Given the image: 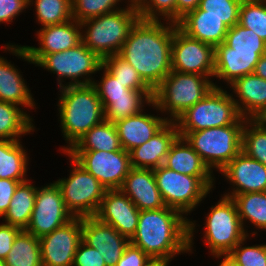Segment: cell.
<instances>
[{
    "mask_svg": "<svg viewBox=\"0 0 266 266\" xmlns=\"http://www.w3.org/2000/svg\"><path fill=\"white\" fill-rule=\"evenodd\" d=\"M230 85L239 97L240 102L235 98L234 101L241 117L254 119L266 106V80L255 73L242 76Z\"/></svg>",
    "mask_w": 266,
    "mask_h": 266,
    "instance_id": "obj_25",
    "label": "cell"
},
{
    "mask_svg": "<svg viewBox=\"0 0 266 266\" xmlns=\"http://www.w3.org/2000/svg\"><path fill=\"white\" fill-rule=\"evenodd\" d=\"M4 261L6 266H42L39 238L21 230Z\"/></svg>",
    "mask_w": 266,
    "mask_h": 266,
    "instance_id": "obj_31",
    "label": "cell"
},
{
    "mask_svg": "<svg viewBox=\"0 0 266 266\" xmlns=\"http://www.w3.org/2000/svg\"><path fill=\"white\" fill-rule=\"evenodd\" d=\"M138 9L140 19L157 21L161 15L169 22L176 23V0H143Z\"/></svg>",
    "mask_w": 266,
    "mask_h": 266,
    "instance_id": "obj_43",
    "label": "cell"
},
{
    "mask_svg": "<svg viewBox=\"0 0 266 266\" xmlns=\"http://www.w3.org/2000/svg\"><path fill=\"white\" fill-rule=\"evenodd\" d=\"M242 152L266 166V126L258 124L254 119L245 120Z\"/></svg>",
    "mask_w": 266,
    "mask_h": 266,
    "instance_id": "obj_37",
    "label": "cell"
},
{
    "mask_svg": "<svg viewBox=\"0 0 266 266\" xmlns=\"http://www.w3.org/2000/svg\"><path fill=\"white\" fill-rule=\"evenodd\" d=\"M73 218L65 207L60 188L54 182L37 188L35 206L25 231L40 238L62 227Z\"/></svg>",
    "mask_w": 266,
    "mask_h": 266,
    "instance_id": "obj_15",
    "label": "cell"
},
{
    "mask_svg": "<svg viewBox=\"0 0 266 266\" xmlns=\"http://www.w3.org/2000/svg\"><path fill=\"white\" fill-rule=\"evenodd\" d=\"M79 165L92 174L107 190L120 189L131 167L129 152L68 150Z\"/></svg>",
    "mask_w": 266,
    "mask_h": 266,
    "instance_id": "obj_12",
    "label": "cell"
},
{
    "mask_svg": "<svg viewBox=\"0 0 266 266\" xmlns=\"http://www.w3.org/2000/svg\"><path fill=\"white\" fill-rule=\"evenodd\" d=\"M0 266H6L5 261L0 259Z\"/></svg>",
    "mask_w": 266,
    "mask_h": 266,
    "instance_id": "obj_56",
    "label": "cell"
},
{
    "mask_svg": "<svg viewBox=\"0 0 266 266\" xmlns=\"http://www.w3.org/2000/svg\"><path fill=\"white\" fill-rule=\"evenodd\" d=\"M34 5L38 22L43 27L73 19L71 0H35Z\"/></svg>",
    "mask_w": 266,
    "mask_h": 266,
    "instance_id": "obj_39",
    "label": "cell"
},
{
    "mask_svg": "<svg viewBox=\"0 0 266 266\" xmlns=\"http://www.w3.org/2000/svg\"><path fill=\"white\" fill-rule=\"evenodd\" d=\"M208 77L172 70L154 89L152 106L169 112L168 121H175L191 106L202 100L216 85Z\"/></svg>",
    "mask_w": 266,
    "mask_h": 266,
    "instance_id": "obj_5",
    "label": "cell"
},
{
    "mask_svg": "<svg viewBox=\"0 0 266 266\" xmlns=\"http://www.w3.org/2000/svg\"><path fill=\"white\" fill-rule=\"evenodd\" d=\"M168 263L161 261V260H156L152 259L147 265L145 266H167Z\"/></svg>",
    "mask_w": 266,
    "mask_h": 266,
    "instance_id": "obj_54",
    "label": "cell"
},
{
    "mask_svg": "<svg viewBox=\"0 0 266 266\" xmlns=\"http://www.w3.org/2000/svg\"><path fill=\"white\" fill-rule=\"evenodd\" d=\"M177 26L172 22L164 26L159 20L139 18L119 53L153 90L172 71L171 45Z\"/></svg>",
    "mask_w": 266,
    "mask_h": 266,
    "instance_id": "obj_1",
    "label": "cell"
},
{
    "mask_svg": "<svg viewBox=\"0 0 266 266\" xmlns=\"http://www.w3.org/2000/svg\"><path fill=\"white\" fill-rule=\"evenodd\" d=\"M120 190L140 211L166 207L157 187L153 169L131 168Z\"/></svg>",
    "mask_w": 266,
    "mask_h": 266,
    "instance_id": "obj_20",
    "label": "cell"
},
{
    "mask_svg": "<svg viewBox=\"0 0 266 266\" xmlns=\"http://www.w3.org/2000/svg\"><path fill=\"white\" fill-rule=\"evenodd\" d=\"M245 118L235 124L212 127L194 132H178L199 154L205 165L221 171L242 151V134Z\"/></svg>",
    "mask_w": 266,
    "mask_h": 266,
    "instance_id": "obj_6",
    "label": "cell"
},
{
    "mask_svg": "<svg viewBox=\"0 0 266 266\" xmlns=\"http://www.w3.org/2000/svg\"><path fill=\"white\" fill-rule=\"evenodd\" d=\"M139 18L138 6L130 4L126 9L87 19L80 23L81 27L88 26L82 42L101 60L119 54Z\"/></svg>",
    "mask_w": 266,
    "mask_h": 266,
    "instance_id": "obj_4",
    "label": "cell"
},
{
    "mask_svg": "<svg viewBox=\"0 0 266 266\" xmlns=\"http://www.w3.org/2000/svg\"><path fill=\"white\" fill-rule=\"evenodd\" d=\"M22 147L19 140H0V179L27 181L28 157Z\"/></svg>",
    "mask_w": 266,
    "mask_h": 266,
    "instance_id": "obj_29",
    "label": "cell"
},
{
    "mask_svg": "<svg viewBox=\"0 0 266 266\" xmlns=\"http://www.w3.org/2000/svg\"><path fill=\"white\" fill-rule=\"evenodd\" d=\"M121 0H71L73 19L79 23L120 10L115 9Z\"/></svg>",
    "mask_w": 266,
    "mask_h": 266,
    "instance_id": "obj_41",
    "label": "cell"
},
{
    "mask_svg": "<svg viewBox=\"0 0 266 266\" xmlns=\"http://www.w3.org/2000/svg\"><path fill=\"white\" fill-rule=\"evenodd\" d=\"M99 98L104 109V118L114 123L143 112V104H152L153 96H119Z\"/></svg>",
    "mask_w": 266,
    "mask_h": 266,
    "instance_id": "obj_33",
    "label": "cell"
},
{
    "mask_svg": "<svg viewBox=\"0 0 266 266\" xmlns=\"http://www.w3.org/2000/svg\"><path fill=\"white\" fill-rule=\"evenodd\" d=\"M265 53L229 52L224 42L215 47L214 76L232 84L242 76L254 73L257 62Z\"/></svg>",
    "mask_w": 266,
    "mask_h": 266,
    "instance_id": "obj_23",
    "label": "cell"
},
{
    "mask_svg": "<svg viewBox=\"0 0 266 266\" xmlns=\"http://www.w3.org/2000/svg\"><path fill=\"white\" fill-rule=\"evenodd\" d=\"M152 259L145 254L140 248L129 243L125 248L121 259L115 266H145Z\"/></svg>",
    "mask_w": 266,
    "mask_h": 266,
    "instance_id": "obj_46",
    "label": "cell"
},
{
    "mask_svg": "<svg viewBox=\"0 0 266 266\" xmlns=\"http://www.w3.org/2000/svg\"><path fill=\"white\" fill-rule=\"evenodd\" d=\"M232 199L236 204L242 227L244 220L248 219L257 228L266 230V192L237 194Z\"/></svg>",
    "mask_w": 266,
    "mask_h": 266,
    "instance_id": "obj_34",
    "label": "cell"
},
{
    "mask_svg": "<svg viewBox=\"0 0 266 266\" xmlns=\"http://www.w3.org/2000/svg\"><path fill=\"white\" fill-rule=\"evenodd\" d=\"M0 101L21 107L34 108L35 105L20 72L4 57H0Z\"/></svg>",
    "mask_w": 266,
    "mask_h": 266,
    "instance_id": "obj_27",
    "label": "cell"
},
{
    "mask_svg": "<svg viewBox=\"0 0 266 266\" xmlns=\"http://www.w3.org/2000/svg\"><path fill=\"white\" fill-rule=\"evenodd\" d=\"M69 157L73 165L69 178L55 182L60 188L65 207L73 217L95 216L107 189Z\"/></svg>",
    "mask_w": 266,
    "mask_h": 266,
    "instance_id": "obj_9",
    "label": "cell"
},
{
    "mask_svg": "<svg viewBox=\"0 0 266 266\" xmlns=\"http://www.w3.org/2000/svg\"><path fill=\"white\" fill-rule=\"evenodd\" d=\"M215 48L194 39L178 26L173 32L171 68L180 73L214 76Z\"/></svg>",
    "mask_w": 266,
    "mask_h": 266,
    "instance_id": "obj_13",
    "label": "cell"
},
{
    "mask_svg": "<svg viewBox=\"0 0 266 266\" xmlns=\"http://www.w3.org/2000/svg\"><path fill=\"white\" fill-rule=\"evenodd\" d=\"M104 76L100 83L93 81L92 85L95 87L99 97H119V96H153L154 90H133L124 87L118 79L110 74L105 68Z\"/></svg>",
    "mask_w": 266,
    "mask_h": 266,
    "instance_id": "obj_42",
    "label": "cell"
},
{
    "mask_svg": "<svg viewBox=\"0 0 266 266\" xmlns=\"http://www.w3.org/2000/svg\"><path fill=\"white\" fill-rule=\"evenodd\" d=\"M143 0H130L129 2L132 4V5H136L138 6Z\"/></svg>",
    "mask_w": 266,
    "mask_h": 266,
    "instance_id": "obj_55",
    "label": "cell"
},
{
    "mask_svg": "<svg viewBox=\"0 0 266 266\" xmlns=\"http://www.w3.org/2000/svg\"><path fill=\"white\" fill-rule=\"evenodd\" d=\"M254 73L258 77L266 80V53L260 57L259 61L256 64Z\"/></svg>",
    "mask_w": 266,
    "mask_h": 266,
    "instance_id": "obj_51",
    "label": "cell"
},
{
    "mask_svg": "<svg viewBox=\"0 0 266 266\" xmlns=\"http://www.w3.org/2000/svg\"><path fill=\"white\" fill-rule=\"evenodd\" d=\"M236 186L233 192L225 196L237 194L266 192V166L259 161L240 152L221 171Z\"/></svg>",
    "mask_w": 266,
    "mask_h": 266,
    "instance_id": "obj_19",
    "label": "cell"
},
{
    "mask_svg": "<svg viewBox=\"0 0 266 266\" xmlns=\"http://www.w3.org/2000/svg\"><path fill=\"white\" fill-rule=\"evenodd\" d=\"M32 118L17 105L0 101V140H19L34 130Z\"/></svg>",
    "mask_w": 266,
    "mask_h": 266,
    "instance_id": "obj_32",
    "label": "cell"
},
{
    "mask_svg": "<svg viewBox=\"0 0 266 266\" xmlns=\"http://www.w3.org/2000/svg\"><path fill=\"white\" fill-rule=\"evenodd\" d=\"M223 258L222 262L219 264V266H239L228 254L226 255H215L216 258Z\"/></svg>",
    "mask_w": 266,
    "mask_h": 266,
    "instance_id": "obj_52",
    "label": "cell"
},
{
    "mask_svg": "<svg viewBox=\"0 0 266 266\" xmlns=\"http://www.w3.org/2000/svg\"><path fill=\"white\" fill-rule=\"evenodd\" d=\"M140 210L120 189L106 190L95 217L129 240L135 235Z\"/></svg>",
    "mask_w": 266,
    "mask_h": 266,
    "instance_id": "obj_17",
    "label": "cell"
},
{
    "mask_svg": "<svg viewBox=\"0 0 266 266\" xmlns=\"http://www.w3.org/2000/svg\"><path fill=\"white\" fill-rule=\"evenodd\" d=\"M163 165L181 174L212 177V171L186 139L181 136H178L170 146Z\"/></svg>",
    "mask_w": 266,
    "mask_h": 266,
    "instance_id": "obj_26",
    "label": "cell"
},
{
    "mask_svg": "<svg viewBox=\"0 0 266 266\" xmlns=\"http://www.w3.org/2000/svg\"><path fill=\"white\" fill-rule=\"evenodd\" d=\"M179 136L177 125L169 121L147 142L129 151L132 168L155 169L163 165L170 146Z\"/></svg>",
    "mask_w": 266,
    "mask_h": 266,
    "instance_id": "obj_21",
    "label": "cell"
},
{
    "mask_svg": "<svg viewBox=\"0 0 266 266\" xmlns=\"http://www.w3.org/2000/svg\"><path fill=\"white\" fill-rule=\"evenodd\" d=\"M240 118L234 98L221 87L215 86L202 100L187 109L174 122L178 132H194L232 125Z\"/></svg>",
    "mask_w": 266,
    "mask_h": 266,
    "instance_id": "obj_7",
    "label": "cell"
},
{
    "mask_svg": "<svg viewBox=\"0 0 266 266\" xmlns=\"http://www.w3.org/2000/svg\"><path fill=\"white\" fill-rule=\"evenodd\" d=\"M206 220L204 242L213 255L228 254L248 235L231 197L224 195L217 205L212 206Z\"/></svg>",
    "mask_w": 266,
    "mask_h": 266,
    "instance_id": "obj_10",
    "label": "cell"
},
{
    "mask_svg": "<svg viewBox=\"0 0 266 266\" xmlns=\"http://www.w3.org/2000/svg\"><path fill=\"white\" fill-rule=\"evenodd\" d=\"M59 98V113L62 133L69 145L66 153L92 127L101 123L104 109L95 87L90 85H67L62 87Z\"/></svg>",
    "mask_w": 266,
    "mask_h": 266,
    "instance_id": "obj_3",
    "label": "cell"
},
{
    "mask_svg": "<svg viewBox=\"0 0 266 266\" xmlns=\"http://www.w3.org/2000/svg\"><path fill=\"white\" fill-rule=\"evenodd\" d=\"M200 0H176V24L188 12L199 7Z\"/></svg>",
    "mask_w": 266,
    "mask_h": 266,
    "instance_id": "obj_50",
    "label": "cell"
},
{
    "mask_svg": "<svg viewBox=\"0 0 266 266\" xmlns=\"http://www.w3.org/2000/svg\"><path fill=\"white\" fill-rule=\"evenodd\" d=\"M20 183L13 179H0V217L8 211L12 196Z\"/></svg>",
    "mask_w": 266,
    "mask_h": 266,
    "instance_id": "obj_49",
    "label": "cell"
},
{
    "mask_svg": "<svg viewBox=\"0 0 266 266\" xmlns=\"http://www.w3.org/2000/svg\"><path fill=\"white\" fill-rule=\"evenodd\" d=\"M157 187L166 207L186 214L195 209L213 186V177L181 174L161 165L153 169Z\"/></svg>",
    "mask_w": 266,
    "mask_h": 266,
    "instance_id": "obj_8",
    "label": "cell"
},
{
    "mask_svg": "<svg viewBox=\"0 0 266 266\" xmlns=\"http://www.w3.org/2000/svg\"><path fill=\"white\" fill-rule=\"evenodd\" d=\"M238 24L266 42V0H242Z\"/></svg>",
    "mask_w": 266,
    "mask_h": 266,
    "instance_id": "obj_38",
    "label": "cell"
},
{
    "mask_svg": "<svg viewBox=\"0 0 266 266\" xmlns=\"http://www.w3.org/2000/svg\"><path fill=\"white\" fill-rule=\"evenodd\" d=\"M119 136L114 123L103 120L85 133L70 150H121Z\"/></svg>",
    "mask_w": 266,
    "mask_h": 266,
    "instance_id": "obj_30",
    "label": "cell"
},
{
    "mask_svg": "<svg viewBox=\"0 0 266 266\" xmlns=\"http://www.w3.org/2000/svg\"><path fill=\"white\" fill-rule=\"evenodd\" d=\"M73 266H106V264L97 249L81 240L75 253Z\"/></svg>",
    "mask_w": 266,
    "mask_h": 266,
    "instance_id": "obj_45",
    "label": "cell"
},
{
    "mask_svg": "<svg viewBox=\"0 0 266 266\" xmlns=\"http://www.w3.org/2000/svg\"><path fill=\"white\" fill-rule=\"evenodd\" d=\"M242 0H200L199 8L205 15L220 19L228 28L239 22V9Z\"/></svg>",
    "mask_w": 266,
    "mask_h": 266,
    "instance_id": "obj_40",
    "label": "cell"
},
{
    "mask_svg": "<svg viewBox=\"0 0 266 266\" xmlns=\"http://www.w3.org/2000/svg\"><path fill=\"white\" fill-rule=\"evenodd\" d=\"M81 24L71 19L55 25H47L37 33L40 47L7 45L4 47L15 56L36 64L44 55L66 51L82 42ZM80 29V30H79Z\"/></svg>",
    "mask_w": 266,
    "mask_h": 266,
    "instance_id": "obj_14",
    "label": "cell"
},
{
    "mask_svg": "<svg viewBox=\"0 0 266 266\" xmlns=\"http://www.w3.org/2000/svg\"><path fill=\"white\" fill-rule=\"evenodd\" d=\"M195 226L176 209L164 207L139 213L138 226L130 243L151 259L166 263L176 254L191 252Z\"/></svg>",
    "mask_w": 266,
    "mask_h": 266,
    "instance_id": "obj_2",
    "label": "cell"
},
{
    "mask_svg": "<svg viewBox=\"0 0 266 266\" xmlns=\"http://www.w3.org/2000/svg\"><path fill=\"white\" fill-rule=\"evenodd\" d=\"M165 119L149 114L139 113L114 122L122 149L129 152L142 145L160 131L167 123Z\"/></svg>",
    "mask_w": 266,
    "mask_h": 266,
    "instance_id": "obj_22",
    "label": "cell"
},
{
    "mask_svg": "<svg viewBox=\"0 0 266 266\" xmlns=\"http://www.w3.org/2000/svg\"><path fill=\"white\" fill-rule=\"evenodd\" d=\"M42 266H73L78 244L82 240V218L39 238Z\"/></svg>",
    "mask_w": 266,
    "mask_h": 266,
    "instance_id": "obj_16",
    "label": "cell"
},
{
    "mask_svg": "<svg viewBox=\"0 0 266 266\" xmlns=\"http://www.w3.org/2000/svg\"><path fill=\"white\" fill-rule=\"evenodd\" d=\"M33 0H0V23L12 22Z\"/></svg>",
    "mask_w": 266,
    "mask_h": 266,
    "instance_id": "obj_47",
    "label": "cell"
},
{
    "mask_svg": "<svg viewBox=\"0 0 266 266\" xmlns=\"http://www.w3.org/2000/svg\"><path fill=\"white\" fill-rule=\"evenodd\" d=\"M254 120L263 126H266V106L261 110V112L254 118Z\"/></svg>",
    "mask_w": 266,
    "mask_h": 266,
    "instance_id": "obj_53",
    "label": "cell"
},
{
    "mask_svg": "<svg viewBox=\"0 0 266 266\" xmlns=\"http://www.w3.org/2000/svg\"><path fill=\"white\" fill-rule=\"evenodd\" d=\"M224 43L229 46V52L266 53V42L239 24L228 28Z\"/></svg>",
    "mask_w": 266,
    "mask_h": 266,
    "instance_id": "obj_36",
    "label": "cell"
},
{
    "mask_svg": "<svg viewBox=\"0 0 266 266\" xmlns=\"http://www.w3.org/2000/svg\"><path fill=\"white\" fill-rule=\"evenodd\" d=\"M37 188L29 180L20 183L9 204L8 211L4 214L6 224L25 230L30 222L35 206Z\"/></svg>",
    "mask_w": 266,
    "mask_h": 266,
    "instance_id": "obj_28",
    "label": "cell"
},
{
    "mask_svg": "<svg viewBox=\"0 0 266 266\" xmlns=\"http://www.w3.org/2000/svg\"><path fill=\"white\" fill-rule=\"evenodd\" d=\"M247 237L248 235L228 255L239 266H266V244L242 247L241 244H243Z\"/></svg>",
    "mask_w": 266,
    "mask_h": 266,
    "instance_id": "obj_44",
    "label": "cell"
},
{
    "mask_svg": "<svg viewBox=\"0 0 266 266\" xmlns=\"http://www.w3.org/2000/svg\"><path fill=\"white\" fill-rule=\"evenodd\" d=\"M21 231L19 227L9 224H0V259L5 260L12 248L13 241Z\"/></svg>",
    "mask_w": 266,
    "mask_h": 266,
    "instance_id": "obj_48",
    "label": "cell"
},
{
    "mask_svg": "<svg viewBox=\"0 0 266 266\" xmlns=\"http://www.w3.org/2000/svg\"><path fill=\"white\" fill-rule=\"evenodd\" d=\"M102 66L127 89L153 90L140 76L136 69L119 54L102 60Z\"/></svg>",
    "mask_w": 266,
    "mask_h": 266,
    "instance_id": "obj_35",
    "label": "cell"
},
{
    "mask_svg": "<svg viewBox=\"0 0 266 266\" xmlns=\"http://www.w3.org/2000/svg\"><path fill=\"white\" fill-rule=\"evenodd\" d=\"M82 241L98 250L106 266H115L130 240L95 216L82 217Z\"/></svg>",
    "mask_w": 266,
    "mask_h": 266,
    "instance_id": "obj_18",
    "label": "cell"
},
{
    "mask_svg": "<svg viewBox=\"0 0 266 266\" xmlns=\"http://www.w3.org/2000/svg\"><path fill=\"white\" fill-rule=\"evenodd\" d=\"M36 64L54 74L56 73L60 88L65 85H90L93 81L86 75L89 76L91 73L93 74L103 69L102 60L88 49L83 42L66 51L46 54ZM82 76H86V78L83 77V81L79 80ZM62 78H68L71 82L64 85L62 84L64 81H61Z\"/></svg>",
    "mask_w": 266,
    "mask_h": 266,
    "instance_id": "obj_11",
    "label": "cell"
},
{
    "mask_svg": "<svg viewBox=\"0 0 266 266\" xmlns=\"http://www.w3.org/2000/svg\"><path fill=\"white\" fill-rule=\"evenodd\" d=\"M177 25L188 36L214 48L225 41L228 31V27L220 19L205 15V11L199 7L188 12Z\"/></svg>",
    "mask_w": 266,
    "mask_h": 266,
    "instance_id": "obj_24",
    "label": "cell"
}]
</instances>
